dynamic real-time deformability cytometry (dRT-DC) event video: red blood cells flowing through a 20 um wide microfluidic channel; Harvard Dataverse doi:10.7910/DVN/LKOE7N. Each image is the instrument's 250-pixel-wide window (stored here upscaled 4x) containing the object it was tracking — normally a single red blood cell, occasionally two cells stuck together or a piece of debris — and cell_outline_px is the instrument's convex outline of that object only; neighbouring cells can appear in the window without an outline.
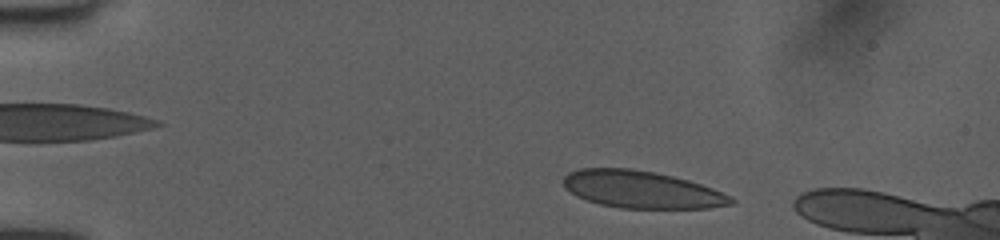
{"species": "human", "species_latin": "Homo sapiens", "temperature_condition": "room temperature", "stored_images_in_passage": 42, "camera_frame_rate_fps": 3000, "um_per_image_px": 0.085, "donor": {"sex": "female"}, "frame": {"image": 1, "passage_image": 3, "time_ms": 0.667, "image_size_px": [1000, 240], "cell_outline_px": [[736, 204], [708, 208], [620, 208], [600, 204], [576, 196], [564, 188], [564, 176], [568, 172], [580, 168], [632, 168], [672, 176], [688, 180], [712, 188], [732, 196], [736, 200]], "centroid_in_image_um": [54.55, 16.11], "position_along_channel_um": 30.5, "area_um2": 36.47}}
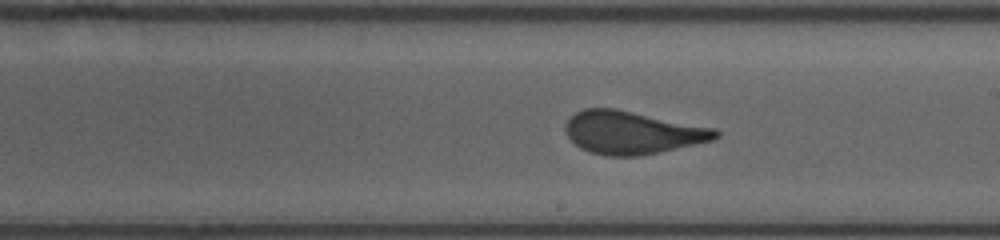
{"frame": {"image": 2, "passage_image": 24, "time_ms": 7.667, "image_size_px": [1000, 240], "cell_outline_px": [[720, 136], [716, 140], [640, 156], [604, 156], [588, 152], [580, 148], [564, 132], [564, 124], [576, 112], [584, 108], [616, 108], [716, 128], [720, 132]], "centroid_in_image_um": [53.76, 11.27], "position_along_channel_um": 235.2, "area_um2": 37.92}}
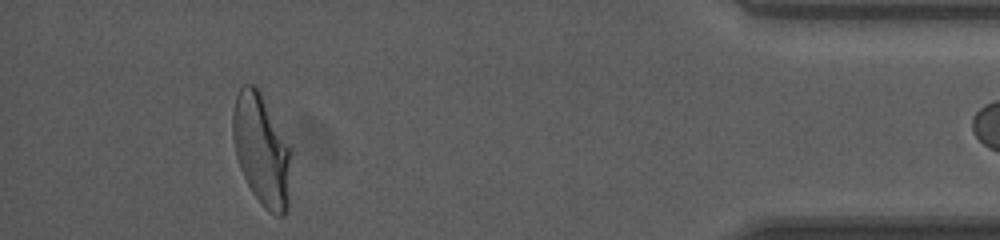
{"frame": {"image": 3, "passage_image": 41, "time_ms": 13.333, "image_size_px": [1000, 240], "cell_outline_px": [[292, 152], [288, 212], [284, 216], [276, 216], [268, 212], [260, 204], [252, 192], [240, 168], [236, 156], [232, 136], [232, 112], [236, 96], [240, 88], [244, 84], [256, 84], [292, 148]], "centroid_in_image_um": [22.26, 12.77], "position_along_channel_um": 412.9, "area_um2": 38.67}}